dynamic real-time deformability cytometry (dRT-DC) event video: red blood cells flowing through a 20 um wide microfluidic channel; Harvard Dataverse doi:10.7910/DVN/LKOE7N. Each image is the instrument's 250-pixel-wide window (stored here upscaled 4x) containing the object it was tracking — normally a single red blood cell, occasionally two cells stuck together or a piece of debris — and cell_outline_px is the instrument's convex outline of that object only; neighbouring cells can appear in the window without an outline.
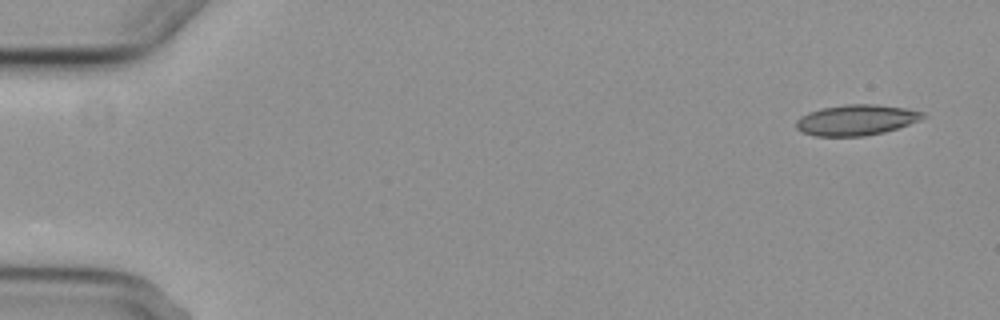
{"species": "common noctule bat (a hibernating species)", "species_latin": "Nyctalus noctula", "temperature_condition": "cold", "stored_images_in_passage": 5, "camera_frame_rate_fps": 3000, "um_per_image_px": 0.085, "animal": {"sex": "female", "body_mass_g": 29.2, "forearm_length_mm": 56.3}, "frame": {"image": 1, "passage_image": 1, "time_ms": 0.0, "image_size_px": [1000, 320], "cell_outline_px": [[928, 116], [920, 120], [884, 132], [864, 136], [816, 136], [804, 132], [796, 128], [796, 120], [800, 116], [808, 112], [820, 108], [848, 104], [876, 104], [904, 108], [924, 112]], "centroid_in_image_um": [72.78, 10.19], "position_along_channel_um": 12.2, "area_um2": 22.6}}
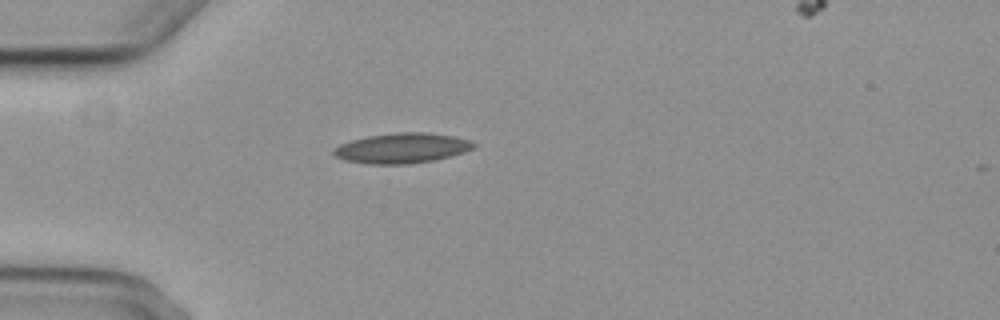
{"frame": {"image": 2, "passage_image": 4, "time_ms": 4.333, "image_size_px": [1000, 320], "cell_outline_px": [[476, 148], [464, 152], [432, 160], [408, 164], [368, 164], [344, 160], [336, 156], [332, 152], [332, 148], [340, 144], [352, 140], [368, 136], [396, 132], [428, 132], [452, 136], [472, 140], [476, 144]], "centroid_in_image_um": [34.16, 12.58], "position_along_channel_um": 50.8, "area_um2": 24.62}}